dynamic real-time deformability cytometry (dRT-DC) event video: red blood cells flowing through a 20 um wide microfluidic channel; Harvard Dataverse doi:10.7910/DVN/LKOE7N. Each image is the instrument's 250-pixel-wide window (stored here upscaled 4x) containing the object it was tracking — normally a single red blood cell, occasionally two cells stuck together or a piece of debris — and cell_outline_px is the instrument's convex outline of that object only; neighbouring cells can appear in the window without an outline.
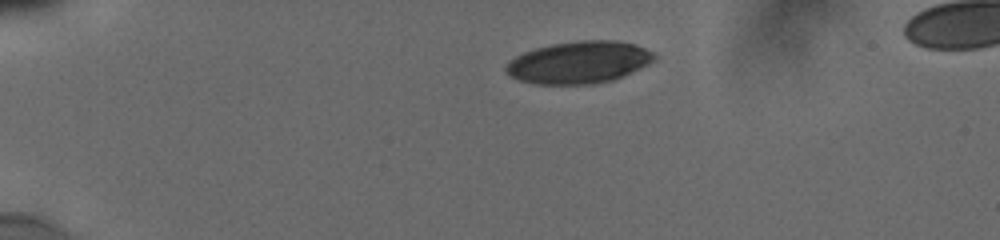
{"species": "human", "species_latin": "Homo sapiens", "temperature_condition": "cold", "stored_images_in_passage": 43, "camera_frame_rate_fps": 3000, "um_per_image_px": 0.085, "donor": {"sex": "male"}, "frame": {"image": 1, "passage_image": 1, "time_ms": 0.0, "image_size_px": [1000, 240], "cell_outline_px": [[656, 60], [648, 64], [612, 80], [596, 84], [536, 84], [520, 80], [512, 76], [504, 68], [516, 56], [524, 52], [536, 48], [552, 44], [576, 40], [616, 40], [636, 44], [656, 52]], "centroid_in_image_um": [49.27, 5.28], "position_along_channel_um": 35.7, "area_um2": 36.36}}
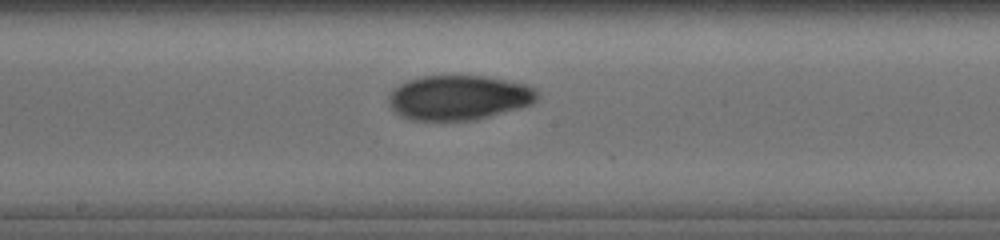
{"frame": {"image": 2, "passage_image": 20, "time_ms": 6.333, "image_size_px": [1000, 240], "cell_outline_px": [[536, 100], [532, 104], [520, 108], [472, 120], [416, 120], [404, 116], [396, 112], [392, 108], [388, 100], [388, 96], [392, 88], [408, 80], [420, 76], [484, 76], [524, 84], [532, 88], [536, 92]], "centroid_in_image_um": [38.95, 8.29], "position_along_channel_um": 209.2, "area_um2": 38.26}}
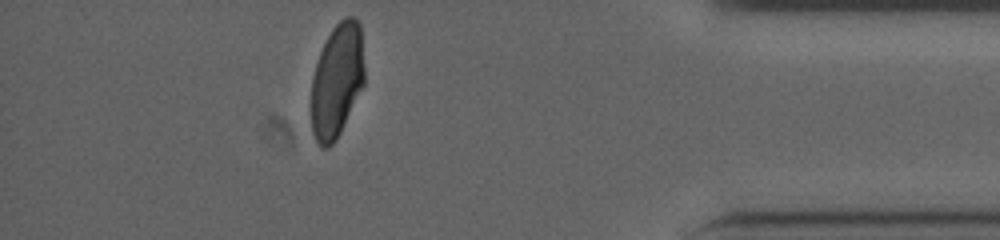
{"frame": {"image": 3, "passage_image": 38, "time_ms": 12.333, "image_size_px": [1000, 240], "cell_outline_px": [[364, 84], [336, 140], [328, 148], [320, 148], [312, 132], [312, 76], [320, 52], [332, 28], [344, 16], [356, 16], [360, 24], [364, 68]], "centroid_in_image_um": [28.64, 6.83], "position_along_channel_um": 406.6, "area_um2": 35.26}, "authors_computed_cell_mechanics": {"area_um2": 37.8012, "velocity_mm_per_s": 3.8408, "shape_relaxation_time_tau1_ms": 7.4518, "shape_relaxation_time_tau2_ms": 1.3323, "deformation_change_tau1": 0.1897, "deformation_change_tau2": 0.0501}}